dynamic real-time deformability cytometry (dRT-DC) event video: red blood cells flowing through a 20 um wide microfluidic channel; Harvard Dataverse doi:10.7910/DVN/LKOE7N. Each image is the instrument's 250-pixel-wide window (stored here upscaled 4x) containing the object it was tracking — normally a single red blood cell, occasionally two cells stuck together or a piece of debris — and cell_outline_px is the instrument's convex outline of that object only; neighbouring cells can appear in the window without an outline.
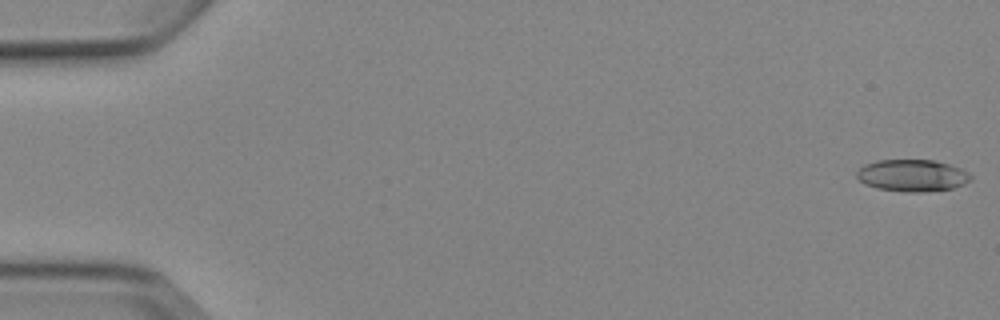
{"species": "Egyptian fruit bat (a non-hibernating species)", "species_latin": "Rousettus aegyptiacus", "temperature_condition": "cold", "stored_images_in_passage": 6, "camera_frame_rate_fps": 3000, "um_per_image_px": 0.085, "animal": {"sex": "female"}, "frame": {"image": 1, "passage_image": 1, "time_ms": 0.0, "image_size_px": [1000, 320], "cell_outline_px": [[972, 180], [964, 184], [952, 188], [920, 192], [908, 192], [876, 188], [864, 184], [856, 176], [856, 172], [864, 164], [876, 160], [932, 160], [948, 164], [960, 168], [968, 172], [972, 176]], "centroid_in_image_um": [77.53, 14.91], "position_along_channel_um": 7.5, "area_um2": 21.21}}
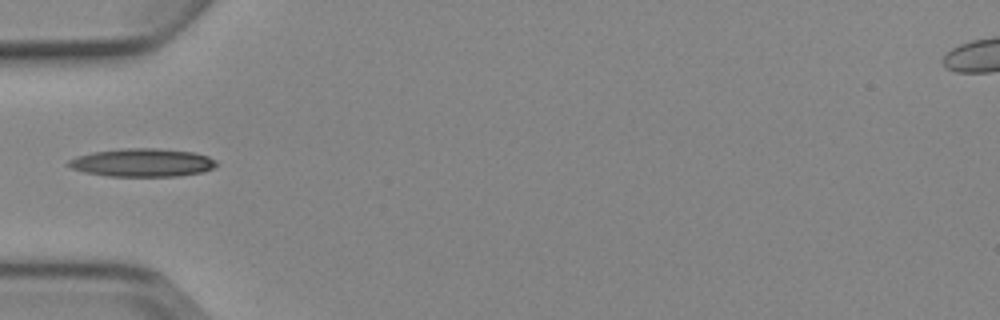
{"frame": {"image": 2, "passage_image": 5, "time_ms": 5.667, "image_size_px": [1000, 320], "cell_outline_px": [[220, 164], [204, 172], [180, 176], [108, 176], [84, 172], [72, 168], [64, 164], [68, 160], [76, 156], [92, 152], [120, 148], [156, 148], [192, 152], [208, 156], [216, 160]], "centroid_in_image_um": [12.09, 13.82], "position_along_channel_um": 72.9, "area_um2": 24.57}}
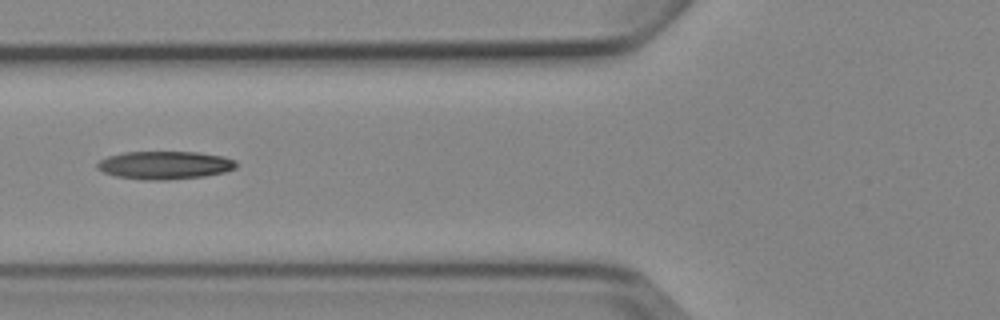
{"frame": {"image": 3, "passage_image": 6, "time_ms": 6.667, "image_size_px": [1000, 320], "cell_outline_px": [[240, 164], [236, 168], [224, 172], [204, 176], [168, 180], [144, 180], [116, 176], [104, 172], [96, 168], [96, 164], [100, 160], [108, 156], [124, 152], [196, 152], [224, 156], [236, 160]], "centroid_in_image_um": [14.04, 14.04], "position_along_channel_um": 111.8, "area_um2": 22.89}}